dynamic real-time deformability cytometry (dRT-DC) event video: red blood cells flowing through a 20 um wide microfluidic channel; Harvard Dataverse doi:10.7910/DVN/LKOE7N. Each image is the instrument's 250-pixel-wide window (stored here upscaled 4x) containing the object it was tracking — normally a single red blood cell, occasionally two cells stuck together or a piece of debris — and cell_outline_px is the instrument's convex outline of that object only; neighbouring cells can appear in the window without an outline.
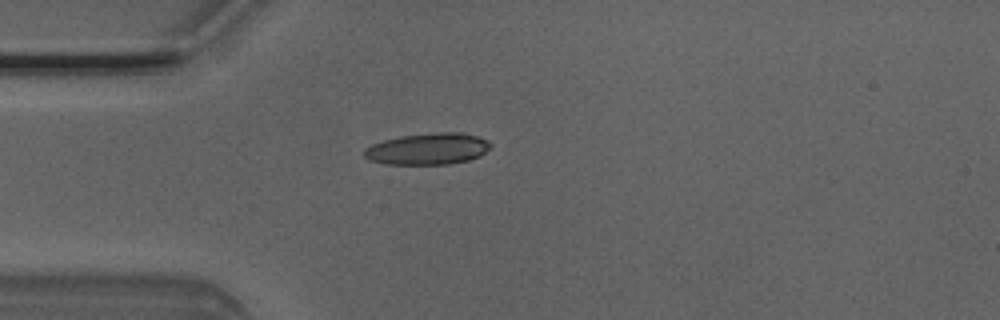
{"species": "Egyptian fruit bat (a non-hibernating species)", "species_latin": "Rousettus aegyptiacus", "temperature_condition": "room temperature", "stored_images_in_passage": 5, "camera_frame_rate_fps": 3000, "um_per_image_px": 0.085, "animal": {"sex": "male"}, "frame": {"image": 1, "passage_image": 4, "time_ms": 1.0, "image_size_px": [1000, 320], "cell_outline_px": [[492, 148], [480, 156], [468, 160], [448, 164], [384, 164], [368, 160], [364, 156], [364, 148], [372, 144], [384, 140], [400, 136], [436, 132], [464, 132], [488, 140], [492, 144]], "centroid_in_image_um": [36.38, 12.65], "position_along_channel_um": 48.6, "area_um2": 23.47}}